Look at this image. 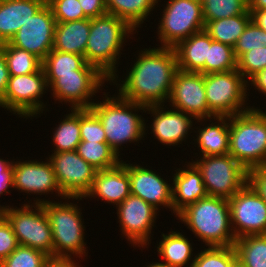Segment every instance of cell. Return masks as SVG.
Returning a JSON list of instances; mask_svg holds the SVG:
<instances>
[{
  "instance_id": "obj_1",
  "label": "cell",
  "mask_w": 266,
  "mask_h": 267,
  "mask_svg": "<svg viewBox=\"0 0 266 267\" xmlns=\"http://www.w3.org/2000/svg\"><path fill=\"white\" fill-rule=\"evenodd\" d=\"M138 52L125 78L121 81L115 74L109 84H116L117 93L131 102L145 106L167 104L178 70L174 48L153 46Z\"/></svg>"
},
{
  "instance_id": "obj_2",
  "label": "cell",
  "mask_w": 266,
  "mask_h": 267,
  "mask_svg": "<svg viewBox=\"0 0 266 267\" xmlns=\"http://www.w3.org/2000/svg\"><path fill=\"white\" fill-rule=\"evenodd\" d=\"M108 93L104 91L103 100L95 101L90 109L103 125L107 144L120 156L123 144L140 143L145 139L146 120L138 112L145 113L147 106L126 100L117 93L112 96Z\"/></svg>"
},
{
  "instance_id": "obj_3",
  "label": "cell",
  "mask_w": 266,
  "mask_h": 267,
  "mask_svg": "<svg viewBox=\"0 0 266 267\" xmlns=\"http://www.w3.org/2000/svg\"><path fill=\"white\" fill-rule=\"evenodd\" d=\"M177 218L206 247L234 246L228 199L207 195L186 206Z\"/></svg>"
},
{
  "instance_id": "obj_4",
  "label": "cell",
  "mask_w": 266,
  "mask_h": 267,
  "mask_svg": "<svg viewBox=\"0 0 266 267\" xmlns=\"http://www.w3.org/2000/svg\"><path fill=\"white\" fill-rule=\"evenodd\" d=\"M33 198V203H43L48 216L53 237V258H80L87 257L88 250L84 238L85 223L80 206L69 200L83 198H65V202L49 200L50 198ZM35 199V200H34ZM54 201V202H53ZM69 201V202H68ZM83 219V220H82ZM73 256V257H72Z\"/></svg>"
},
{
  "instance_id": "obj_5",
  "label": "cell",
  "mask_w": 266,
  "mask_h": 267,
  "mask_svg": "<svg viewBox=\"0 0 266 267\" xmlns=\"http://www.w3.org/2000/svg\"><path fill=\"white\" fill-rule=\"evenodd\" d=\"M135 33L136 30L126 21L114 15L106 14L90 19V33L84 56L86 62L111 79L118 74L117 67L125 42Z\"/></svg>"
},
{
  "instance_id": "obj_6",
  "label": "cell",
  "mask_w": 266,
  "mask_h": 267,
  "mask_svg": "<svg viewBox=\"0 0 266 267\" xmlns=\"http://www.w3.org/2000/svg\"><path fill=\"white\" fill-rule=\"evenodd\" d=\"M229 154L246 170L266 165V111L253 105L229 117Z\"/></svg>"
},
{
  "instance_id": "obj_7",
  "label": "cell",
  "mask_w": 266,
  "mask_h": 267,
  "mask_svg": "<svg viewBox=\"0 0 266 267\" xmlns=\"http://www.w3.org/2000/svg\"><path fill=\"white\" fill-rule=\"evenodd\" d=\"M30 201L20 207L7 204L1 214L11 224L19 245L29 246L53 257L52 229L43 203Z\"/></svg>"
},
{
  "instance_id": "obj_8",
  "label": "cell",
  "mask_w": 266,
  "mask_h": 267,
  "mask_svg": "<svg viewBox=\"0 0 266 267\" xmlns=\"http://www.w3.org/2000/svg\"><path fill=\"white\" fill-rule=\"evenodd\" d=\"M158 2H162L158 0ZM160 13L158 47L174 48L192 34L205 29L201 0H167Z\"/></svg>"
},
{
  "instance_id": "obj_9",
  "label": "cell",
  "mask_w": 266,
  "mask_h": 267,
  "mask_svg": "<svg viewBox=\"0 0 266 267\" xmlns=\"http://www.w3.org/2000/svg\"><path fill=\"white\" fill-rule=\"evenodd\" d=\"M204 85L208 109L215 116L230 117L252 108L247 103V81L237 69L206 74Z\"/></svg>"
},
{
  "instance_id": "obj_10",
  "label": "cell",
  "mask_w": 266,
  "mask_h": 267,
  "mask_svg": "<svg viewBox=\"0 0 266 267\" xmlns=\"http://www.w3.org/2000/svg\"><path fill=\"white\" fill-rule=\"evenodd\" d=\"M197 159L191 163L200 172L208 196L229 200L247 184V170L230 154Z\"/></svg>"
},
{
  "instance_id": "obj_11",
  "label": "cell",
  "mask_w": 266,
  "mask_h": 267,
  "mask_svg": "<svg viewBox=\"0 0 266 267\" xmlns=\"http://www.w3.org/2000/svg\"><path fill=\"white\" fill-rule=\"evenodd\" d=\"M48 89L43 67L35 73L9 76L0 107L7 109L13 115L16 114L18 118L39 117L43 111L48 110L41 100Z\"/></svg>"
},
{
  "instance_id": "obj_12",
  "label": "cell",
  "mask_w": 266,
  "mask_h": 267,
  "mask_svg": "<svg viewBox=\"0 0 266 267\" xmlns=\"http://www.w3.org/2000/svg\"><path fill=\"white\" fill-rule=\"evenodd\" d=\"M116 208L122 237H126L129 244L134 245L133 247L148 248L159 211L142 198L132 194Z\"/></svg>"
},
{
  "instance_id": "obj_13",
  "label": "cell",
  "mask_w": 266,
  "mask_h": 267,
  "mask_svg": "<svg viewBox=\"0 0 266 267\" xmlns=\"http://www.w3.org/2000/svg\"><path fill=\"white\" fill-rule=\"evenodd\" d=\"M48 160L63 194L68 198H84L97 173L77 151L52 152Z\"/></svg>"
},
{
  "instance_id": "obj_14",
  "label": "cell",
  "mask_w": 266,
  "mask_h": 267,
  "mask_svg": "<svg viewBox=\"0 0 266 267\" xmlns=\"http://www.w3.org/2000/svg\"><path fill=\"white\" fill-rule=\"evenodd\" d=\"M108 81L110 79L103 73L58 74V79L49 87V91L55 102L68 103L69 109H90L95 102L92 98L100 93L99 90L103 91Z\"/></svg>"
},
{
  "instance_id": "obj_15",
  "label": "cell",
  "mask_w": 266,
  "mask_h": 267,
  "mask_svg": "<svg viewBox=\"0 0 266 267\" xmlns=\"http://www.w3.org/2000/svg\"><path fill=\"white\" fill-rule=\"evenodd\" d=\"M228 202L236 239L246 235L266 234V202L247 184Z\"/></svg>"
},
{
  "instance_id": "obj_16",
  "label": "cell",
  "mask_w": 266,
  "mask_h": 267,
  "mask_svg": "<svg viewBox=\"0 0 266 267\" xmlns=\"http://www.w3.org/2000/svg\"><path fill=\"white\" fill-rule=\"evenodd\" d=\"M45 161L13 159L12 164V188L19 193L27 195H50L61 199L67 198L58 185L56 175L51 162L45 157ZM55 192V193H54ZM58 194V195H56Z\"/></svg>"
},
{
  "instance_id": "obj_17",
  "label": "cell",
  "mask_w": 266,
  "mask_h": 267,
  "mask_svg": "<svg viewBox=\"0 0 266 267\" xmlns=\"http://www.w3.org/2000/svg\"><path fill=\"white\" fill-rule=\"evenodd\" d=\"M169 107L183 111L197 119L211 118L215 115L208 109L205 95L204 74L177 70L174 76Z\"/></svg>"
},
{
  "instance_id": "obj_18",
  "label": "cell",
  "mask_w": 266,
  "mask_h": 267,
  "mask_svg": "<svg viewBox=\"0 0 266 267\" xmlns=\"http://www.w3.org/2000/svg\"><path fill=\"white\" fill-rule=\"evenodd\" d=\"M55 25L51 8L46 3L21 26L9 43L34 54L43 61L53 48Z\"/></svg>"
},
{
  "instance_id": "obj_19",
  "label": "cell",
  "mask_w": 266,
  "mask_h": 267,
  "mask_svg": "<svg viewBox=\"0 0 266 267\" xmlns=\"http://www.w3.org/2000/svg\"><path fill=\"white\" fill-rule=\"evenodd\" d=\"M164 106V104L147 106L145 113H151L153 118H151L152 123L149 126L146 124L147 121L145 122V135L147 128L150 127L152 130L150 133L153 134L154 139H157L162 145L176 147L183 141L187 142L186 139L194 130L193 124L196 119L183 111L167 107L168 105Z\"/></svg>"
},
{
  "instance_id": "obj_20",
  "label": "cell",
  "mask_w": 266,
  "mask_h": 267,
  "mask_svg": "<svg viewBox=\"0 0 266 267\" xmlns=\"http://www.w3.org/2000/svg\"><path fill=\"white\" fill-rule=\"evenodd\" d=\"M128 161V174L130 178L131 194L142 198L159 212L166 207L173 213L172 184L163 179L154 169H149L141 164H132ZM162 206V207H161Z\"/></svg>"
},
{
  "instance_id": "obj_21",
  "label": "cell",
  "mask_w": 266,
  "mask_h": 267,
  "mask_svg": "<svg viewBox=\"0 0 266 267\" xmlns=\"http://www.w3.org/2000/svg\"><path fill=\"white\" fill-rule=\"evenodd\" d=\"M131 194L128 163L121 161L117 166L97 170L95 179L84 199L99 198L104 203L115 206L122 203Z\"/></svg>"
},
{
  "instance_id": "obj_22",
  "label": "cell",
  "mask_w": 266,
  "mask_h": 267,
  "mask_svg": "<svg viewBox=\"0 0 266 267\" xmlns=\"http://www.w3.org/2000/svg\"><path fill=\"white\" fill-rule=\"evenodd\" d=\"M208 121L210 122L205 124ZM197 122H200V125L204 122L202 125L204 127H196L195 124ZM195 124L194 129H197V131L193 130L196 133V138L193 136V144L195 147L198 146V151L200 150L199 154H201L200 156L197 155L198 157L229 154V117L214 116L211 118L197 119Z\"/></svg>"
},
{
  "instance_id": "obj_23",
  "label": "cell",
  "mask_w": 266,
  "mask_h": 267,
  "mask_svg": "<svg viewBox=\"0 0 266 267\" xmlns=\"http://www.w3.org/2000/svg\"><path fill=\"white\" fill-rule=\"evenodd\" d=\"M183 168L172 172V206L176 215L189 204L195 203L207 196L202 176L197 168L189 161H185Z\"/></svg>"
},
{
  "instance_id": "obj_24",
  "label": "cell",
  "mask_w": 266,
  "mask_h": 267,
  "mask_svg": "<svg viewBox=\"0 0 266 267\" xmlns=\"http://www.w3.org/2000/svg\"><path fill=\"white\" fill-rule=\"evenodd\" d=\"M45 4L46 0H0V44L9 42Z\"/></svg>"
},
{
  "instance_id": "obj_25",
  "label": "cell",
  "mask_w": 266,
  "mask_h": 267,
  "mask_svg": "<svg viewBox=\"0 0 266 267\" xmlns=\"http://www.w3.org/2000/svg\"><path fill=\"white\" fill-rule=\"evenodd\" d=\"M208 47H211V37L205 30L181 41L174 47L178 69L199 72L205 66V62H208Z\"/></svg>"
},
{
  "instance_id": "obj_26",
  "label": "cell",
  "mask_w": 266,
  "mask_h": 267,
  "mask_svg": "<svg viewBox=\"0 0 266 267\" xmlns=\"http://www.w3.org/2000/svg\"><path fill=\"white\" fill-rule=\"evenodd\" d=\"M90 33V19L56 22L53 50L85 56Z\"/></svg>"
},
{
  "instance_id": "obj_27",
  "label": "cell",
  "mask_w": 266,
  "mask_h": 267,
  "mask_svg": "<svg viewBox=\"0 0 266 267\" xmlns=\"http://www.w3.org/2000/svg\"><path fill=\"white\" fill-rule=\"evenodd\" d=\"M160 235L161 239L157 244V253L166 263L172 267H192L196 253L193 255V245L184 232L172 231ZM190 261V262H189Z\"/></svg>"
},
{
  "instance_id": "obj_28",
  "label": "cell",
  "mask_w": 266,
  "mask_h": 267,
  "mask_svg": "<svg viewBox=\"0 0 266 267\" xmlns=\"http://www.w3.org/2000/svg\"><path fill=\"white\" fill-rule=\"evenodd\" d=\"M48 88L58 79V74L102 73L97 67L88 64L82 55L51 50L43 60Z\"/></svg>"
},
{
  "instance_id": "obj_29",
  "label": "cell",
  "mask_w": 266,
  "mask_h": 267,
  "mask_svg": "<svg viewBox=\"0 0 266 267\" xmlns=\"http://www.w3.org/2000/svg\"><path fill=\"white\" fill-rule=\"evenodd\" d=\"M107 12L126 21L136 30L159 7L158 0H105Z\"/></svg>"
},
{
  "instance_id": "obj_30",
  "label": "cell",
  "mask_w": 266,
  "mask_h": 267,
  "mask_svg": "<svg viewBox=\"0 0 266 267\" xmlns=\"http://www.w3.org/2000/svg\"><path fill=\"white\" fill-rule=\"evenodd\" d=\"M61 120L52 131L53 138L51 139L55 149L51 152L75 151L81 142L80 109H70Z\"/></svg>"
},
{
  "instance_id": "obj_31",
  "label": "cell",
  "mask_w": 266,
  "mask_h": 267,
  "mask_svg": "<svg viewBox=\"0 0 266 267\" xmlns=\"http://www.w3.org/2000/svg\"><path fill=\"white\" fill-rule=\"evenodd\" d=\"M250 21L251 14L243 13L234 17L209 21L204 30L213 40L234 47Z\"/></svg>"
},
{
  "instance_id": "obj_32",
  "label": "cell",
  "mask_w": 266,
  "mask_h": 267,
  "mask_svg": "<svg viewBox=\"0 0 266 267\" xmlns=\"http://www.w3.org/2000/svg\"><path fill=\"white\" fill-rule=\"evenodd\" d=\"M238 260L246 267H266V234L246 235L236 239Z\"/></svg>"
},
{
  "instance_id": "obj_33",
  "label": "cell",
  "mask_w": 266,
  "mask_h": 267,
  "mask_svg": "<svg viewBox=\"0 0 266 267\" xmlns=\"http://www.w3.org/2000/svg\"><path fill=\"white\" fill-rule=\"evenodd\" d=\"M77 153L97 170L109 169L117 166L122 160L107 142L81 141Z\"/></svg>"
},
{
  "instance_id": "obj_34",
  "label": "cell",
  "mask_w": 266,
  "mask_h": 267,
  "mask_svg": "<svg viewBox=\"0 0 266 267\" xmlns=\"http://www.w3.org/2000/svg\"><path fill=\"white\" fill-rule=\"evenodd\" d=\"M5 56L9 76L25 75L38 72L43 61L26 50L12 46L9 42L0 44Z\"/></svg>"
},
{
  "instance_id": "obj_35",
  "label": "cell",
  "mask_w": 266,
  "mask_h": 267,
  "mask_svg": "<svg viewBox=\"0 0 266 267\" xmlns=\"http://www.w3.org/2000/svg\"><path fill=\"white\" fill-rule=\"evenodd\" d=\"M235 69H237V59L233 47L211 38V47H208V62H205V66L199 72L206 75Z\"/></svg>"
},
{
  "instance_id": "obj_36",
  "label": "cell",
  "mask_w": 266,
  "mask_h": 267,
  "mask_svg": "<svg viewBox=\"0 0 266 267\" xmlns=\"http://www.w3.org/2000/svg\"><path fill=\"white\" fill-rule=\"evenodd\" d=\"M205 25L209 21L250 13L248 0H201Z\"/></svg>"
},
{
  "instance_id": "obj_37",
  "label": "cell",
  "mask_w": 266,
  "mask_h": 267,
  "mask_svg": "<svg viewBox=\"0 0 266 267\" xmlns=\"http://www.w3.org/2000/svg\"><path fill=\"white\" fill-rule=\"evenodd\" d=\"M192 267H233L238 261L234 246L202 247Z\"/></svg>"
},
{
  "instance_id": "obj_38",
  "label": "cell",
  "mask_w": 266,
  "mask_h": 267,
  "mask_svg": "<svg viewBox=\"0 0 266 267\" xmlns=\"http://www.w3.org/2000/svg\"><path fill=\"white\" fill-rule=\"evenodd\" d=\"M49 258L40 250L18 245L7 258L0 262V267H45Z\"/></svg>"
},
{
  "instance_id": "obj_39",
  "label": "cell",
  "mask_w": 266,
  "mask_h": 267,
  "mask_svg": "<svg viewBox=\"0 0 266 267\" xmlns=\"http://www.w3.org/2000/svg\"><path fill=\"white\" fill-rule=\"evenodd\" d=\"M264 47L266 48V31L250 21L233 49L234 55L238 59L243 53Z\"/></svg>"
},
{
  "instance_id": "obj_40",
  "label": "cell",
  "mask_w": 266,
  "mask_h": 267,
  "mask_svg": "<svg viewBox=\"0 0 266 267\" xmlns=\"http://www.w3.org/2000/svg\"><path fill=\"white\" fill-rule=\"evenodd\" d=\"M81 141L107 142L103 125L91 109H80Z\"/></svg>"
},
{
  "instance_id": "obj_41",
  "label": "cell",
  "mask_w": 266,
  "mask_h": 267,
  "mask_svg": "<svg viewBox=\"0 0 266 267\" xmlns=\"http://www.w3.org/2000/svg\"><path fill=\"white\" fill-rule=\"evenodd\" d=\"M266 68V48H258L243 53L237 59V71L248 81Z\"/></svg>"
},
{
  "instance_id": "obj_42",
  "label": "cell",
  "mask_w": 266,
  "mask_h": 267,
  "mask_svg": "<svg viewBox=\"0 0 266 267\" xmlns=\"http://www.w3.org/2000/svg\"><path fill=\"white\" fill-rule=\"evenodd\" d=\"M56 22L86 19L78 0H46Z\"/></svg>"
},
{
  "instance_id": "obj_43",
  "label": "cell",
  "mask_w": 266,
  "mask_h": 267,
  "mask_svg": "<svg viewBox=\"0 0 266 267\" xmlns=\"http://www.w3.org/2000/svg\"><path fill=\"white\" fill-rule=\"evenodd\" d=\"M18 245L11 224L0 214V262L7 258Z\"/></svg>"
},
{
  "instance_id": "obj_44",
  "label": "cell",
  "mask_w": 266,
  "mask_h": 267,
  "mask_svg": "<svg viewBox=\"0 0 266 267\" xmlns=\"http://www.w3.org/2000/svg\"><path fill=\"white\" fill-rule=\"evenodd\" d=\"M247 185L266 202V165L247 170Z\"/></svg>"
},
{
  "instance_id": "obj_45",
  "label": "cell",
  "mask_w": 266,
  "mask_h": 267,
  "mask_svg": "<svg viewBox=\"0 0 266 267\" xmlns=\"http://www.w3.org/2000/svg\"><path fill=\"white\" fill-rule=\"evenodd\" d=\"M78 1L80 3V6L82 7L84 15L89 19L101 17L108 14L105 0H78Z\"/></svg>"
},
{
  "instance_id": "obj_46",
  "label": "cell",
  "mask_w": 266,
  "mask_h": 267,
  "mask_svg": "<svg viewBox=\"0 0 266 267\" xmlns=\"http://www.w3.org/2000/svg\"><path fill=\"white\" fill-rule=\"evenodd\" d=\"M12 160L0 158V196L11 194L12 189Z\"/></svg>"
},
{
  "instance_id": "obj_47",
  "label": "cell",
  "mask_w": 266,
  "mask_h": 267,
  "mask_svg": "<svg viewBox=\"0 0 266 267\" xmlns=\"http://www.w3.org/2000/svg\"><path fill=\"white\" fill-rule=\"evenodd\" d=\"M250 85L254 90H258L259 94H263L266 97V68L255 74L247 81V90L250 91Z\"/></svg>"
},
{
  "instance_id": "obj_48",
  "label": "cell",
  "mask_w": 266,
  "mask_h": 267,
  "mask_svg": "<svg viewBox=\"0 0 266 267\" xmlns=\"http://www.w3.org/2000/svg\"><path fill=\"white\" fill-rule=\"evenodd\" d=\"M9 71L7 62L0 46V100L2 99L8 85Z\"/></svg>"
},
{
  "instance_id": "obj_49",
  "label": "cell",
  "mask_w": 266,
  "mask_h": 267,
  "mask_svg": "<svg viewBox=\"0 0 266 267\" xmlns=\"http://www.w3.org/2000/svg\"><path fill=\"white\" fill-rule=\"evenodd\" d=\"M45 267H81L74 258H53L50 257ZM83 267V266H82Z\"/></svg>"
},
{
  "instance_id": "obj_50",
  "label": "cell",
  "mask_w": 266,
  "mask_h": 267,
  "mask_svg": "<svg viewBox=\"0 0 266 267\" xmlns=\"http://www.w3.org/2000/svg\"><path fill=\"white\" fill-rule=\"evenodd\" d=\"M251 21H253L262 30L266 31V9L264 10H249Z\"/></svg>"
},
{
  "instance_id": "obj_51",
  "label": "cell",
  "mask_w": 266,
  "mask_h": 267,
  "mask_svg": "<svg viewBox=\"0 0 266 267\" xmlns=\"http://www.w3.org/2000/svg\"><path fill=\"white\" fill-rule=\"evenodd\" d=\"M266 9V0H248V10Z\"/></svg>"
},
{
  "instance_id": "obj_52",
  "label": "cell",
  "mask_w": 266,
  "mask_h": 267,
  "mask_svg": "<svg viewBox=\"0 0 266 267\" xmlns=\"http://www.w3.org/2000/svg\"><path fill=\"white\" fill-rule=\"evenodd\" d=\"M152 263V264H151ZM150 264L148 263V265L146 264V267H172L166 263H163L162 261L160 262H151Z\"/></svg>"
},
{
  "instance_id": "obj_53",
  "label": "cell",
  "mask_w": 266,
  "mask_h": 267,
  "mask_svg": "<svg viewBox=\"0 0 266 267\" xmlns=\"http://www.w3.org/2000/svg\"><path fill=\"white\" fill-rule=\"evenodd\" d=\"M233 267H246L239 260L234 264Z\"/></svg>"
},
{
  "instance_id": "obj_54",
  "label": "cell",
  "mask_w": 266,
  "mask_h": 267,
  "mask_svg": "<svg viewBox=\"0 0 266 267\" xmlns=\"http://www.w3.org/2000/svg\"><path fill=\"white\" fill-rule=\"evenodd\" d=\"M6 207V205H0V214H1V210L2 208Z\"/></svg>"
}]
</instances>
